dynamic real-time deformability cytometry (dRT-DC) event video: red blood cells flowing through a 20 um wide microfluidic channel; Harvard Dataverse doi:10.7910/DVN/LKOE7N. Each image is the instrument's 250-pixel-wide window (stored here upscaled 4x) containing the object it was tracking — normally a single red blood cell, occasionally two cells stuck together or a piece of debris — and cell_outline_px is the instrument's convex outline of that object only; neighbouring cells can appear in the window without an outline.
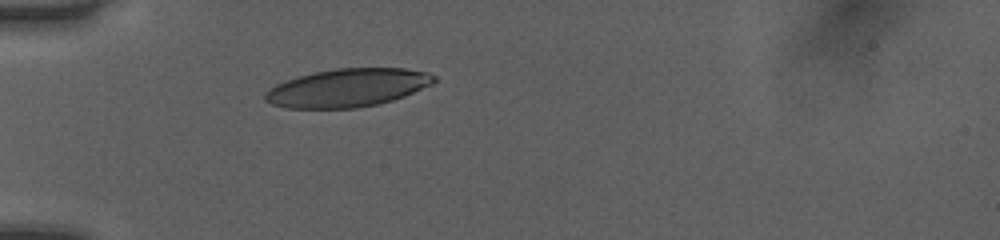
{"species": "human", "species_latin": "Homo sapiens", "temperature_condition": "room temperature", "stored_images_in_passage": 29, "camera_frame_rate_fps": 3000, "um_per_image_px": 0.085, "donor": {"sex": "female"}, "frame": {"image": 1, "passage_image": 1, "time_ms": 0.0, "image_size_px": [1000, 240], "cell_outline_px": [[436, 80], [432, 84], [404, 96], [380, 104], [356, 108], [284, 108], [272, 104], [264, 100], [264, 92], [276, 84], [312, 72], [336, 68], [404, 68], [428, 72], [436, 76]], "centroid_in_image_um": [29.54, 7.46], "position_along_channel_um": 55.5, "area_um2": 37.69}}
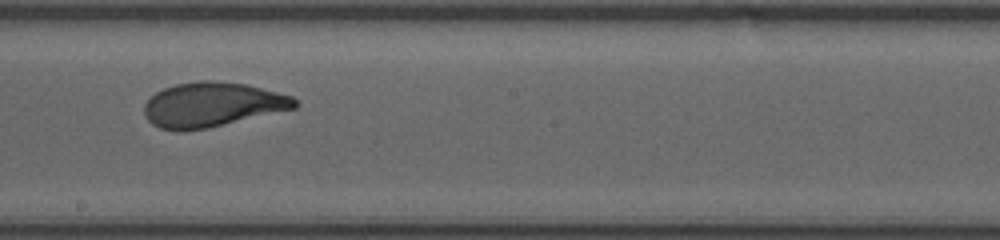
{"frame": {"image": 2, "passage_image": 15, "time_ms": 4.667, "image_size_px": [1000, 240], "cell_outline_px": [[300, 104], [296, 108], [208, 128], [160, 128], [152, 124], [148, 120], [144, 112], [144, 104], [156, 92], [164, 88], [176, 84], [200, 80], [212, 80], [244, 84], [292, 96]], "centroid_in_image_um": [18.07, 8.87], "position_along_channel_um": 230.1, "area_um2": 38.38}}
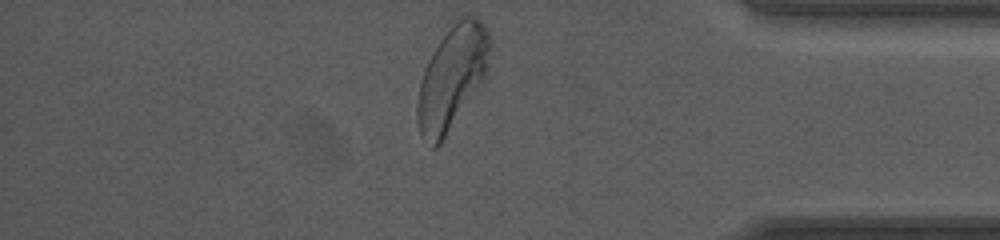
{"frame": {"image": 3, "passage_image": 29, "time_ms": 9.333, "image_size_px": [1000, 240], "cell_outline_px": [[492, 40], [488, 68], [484, 80], [440, 144], [436, 148], [432, 148], [420, 136], [416, 120], [416, 104], [420, 84], [428, 60], [440, 40], [456, 16], [472, 16], [480, 20], [488, 28]], "centroid_in_image_um": [38.44, 6.58], "position_along_channel_um": 396.8, "area_um2": 44.1}, "authors_computed_cell_mechanics": {"area_um2": 39.2462, "velocity_mm_per_s": 4.0456, "shape_relaxation_time_tau1_ms": 4.2094, "shape_relaxation_time_tau2_ms": 0.6993, "deformation_change_tau1": 0.1757, "deformation_change_tau2": 0.0715}}